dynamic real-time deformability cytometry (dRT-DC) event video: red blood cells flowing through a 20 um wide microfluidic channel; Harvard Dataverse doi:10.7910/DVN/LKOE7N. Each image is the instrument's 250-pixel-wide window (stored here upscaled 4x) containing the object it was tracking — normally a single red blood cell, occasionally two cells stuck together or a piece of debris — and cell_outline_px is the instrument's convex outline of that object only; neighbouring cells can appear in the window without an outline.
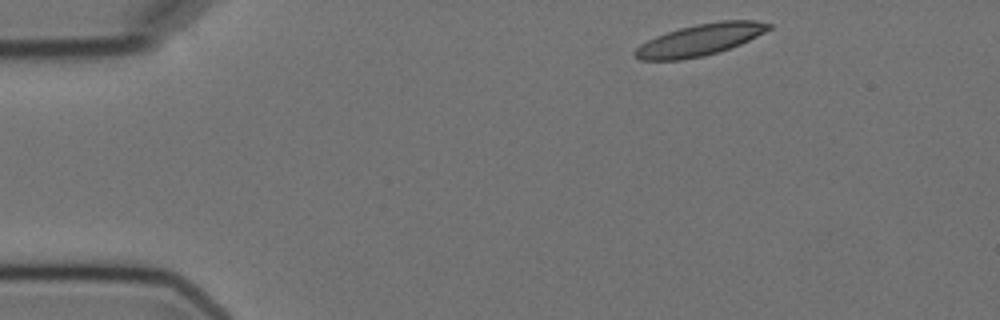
{"species": "Egyptian fruit bat (a non-hibernating species)", "species_latin": "Rousettus aegyptiacus", "temperature_condition": "cold", "stored_images_in_passage": 3, "camera_frame_rate_fps": 3000, "um_per_image_px": 0.085, "animal": {"sex": "female"}, "frame": {"image": 1, "passage_image": 1, "time_ms": 0.0, "image_size_px": [1000, 320], "cell_outline_px": [[772, 28], [740, 44], [704, 56], [680, 60], [640, 60], [632, 56], [632, 52], [640, 44], [656, 36], [680, 28], [696, 24], [720, 20], [756, 20], [772, 24]], "centroid_in_image_um": [59.46, 3.38], "position_along_channel_um": 25.5, "area_um2": 24.57}}